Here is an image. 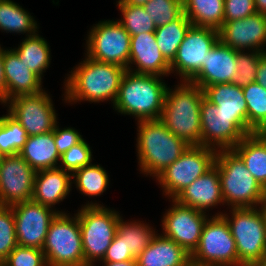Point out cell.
Returning <instances> with one entry per match:
<instances>
[{"mask_svg": "<svg viewBox=\"0 0 266 266\" xmlns=\"http://www.w3.org/2000/svg\"><path fill=\"white\" fill-rule=\"evenodd\" d=\"M158 75L137 74L126 70L113 109L135 120L161 118L167 84Z\"/></svg>", "mask_w": 266, "mask_h": 266, "instance_id": "cell-3", "label": "cell"}, {"mask_svg": "<svg viewBox=\"0 0 266 266\" xmlns=\"http://www.w3.org/2000/svg\"><path fill=\"white\" fill-rule=\"evenodd\" d=\"M81 194L97 197L106 192L110 179L108 172L100 164H89L72 174V184Z\"/></svg>", "mask_w": 266, "mask_h": 266, "instance_id": "cell-33", "label": "cell"}, {"mask_svg": "<svg viewBox=\"0 0 266 266\" xmlns=\"http://www.w3.org/2000/svg\"><path fill=\"white\" fill-rule=\"evenodd\" d=\"M232 150L242 159L258 184L266 190V134L256 132L247 135Z\"/></svg>", "mask_w": 266, "mask_h": 266, "instance_id": "cell-26", "label": "cell"}, {"mask_svg": "<svg viewBox=\"0 0 266 266\" xmlns=\"http://www.w3.org/2000/svg\"><path fill=\"white\" fill-rule=\"evenodd\" d=\"M202 146L220 150H232L241 140L256 133L247 122V114H226L217 106L202 98L200 105Z\"/></svg>", "mask_w": 266, "mask_h": 266, "instance_id": "cell-9", "label": "cell"}, {"mask_svg": "<svg viewBox=\"0 0 266 266\" xmlns=\"http://www.w3.org/2000/svg\"><path fill=\"white\" fill-rule=\"evenodd\" d=\"M4 73L6 79V96L0 101L5 105L10 99L21 95H33L44 90L42 80L21 62L19 56L12 50H4Z\"/></svg>", "mask_w": 266, "mask_h": 266, "instance_id": "cell-22", "label": "cell"}, {"mask_svg": "<svg viewBox=\"0 0 266 266\" xmlns=\"http://www.w3.org/2000/svg\"><path fill=\"white\" fill-rule=\"evenodd\" d=\"M59 122L56 123L53 133H54V141L57 146V150L60 155L69 150L72 146L81 142L84 138L73 127H65L59 128Z\"/></svg>", "mask_w": 266, "mask_h": 266, "instance_id": "cell-43", "label": "cell"}, {"mask_svg": "<svg viewBox=\"0 0 266 266\" xmlns=\"http://www.w3.org/2000/svg\"><path fill=\"white\" fill-rule=\"evenodd\" d=\"M116 3L122 16L121 19H118L117 21L124 27L130 36L145 32H155L156 26L143 6L126 4L121 0H117Z\"/></svg>", "mask_w": 266, "mask_h": 266, "instance_id": "cell-36", "label": "cell"}, {"mask_svg": "<svg viewBox=\"0 0 266 266\" xmlns=\"http://www.w3.org/2000/svg\"><path fill=\"white\" fill-rule=\"evenodd\" d=\"M65 78L64 103H115L120 83L127 69L111 63L95 61L85 55V59L72 68Z\"/></svg>", "mask_w": 266, "mask_h": 266, "instance_id": "cell-1", "label": "cell"}, {"mask_svg": "<svg viewBox=\"0 0 266 266\" xmlns=\"http://www.w3.org/2000/svg\"><path fill=\"white\" fill-rule=\"evenodd\" d=\"M4 48L0 44V101L6 96V79L4 73Z\"/></svg>", "mask_w": 266, "mask_h": 266, "instance_id": "cell-46", "label": "cell"}, {"mask_svg": "<svg viewBox=\"0 0 266 266\" xmlns=\"http://www.w3.org/2000/svg\"><path fill=\"white\" fill-rule=\"evenodd\" d=\"M35 173L19 154L3 156L0 161V206L30 201Z\"/></svg>", "mask_w": 266, "mask_h": 266, "instance_id": "cell-17", "label": "cell"}, {"mask_svg": "<svg viewBox=\"0 0 266 266\" xmlns=\"http://www.w3.org/2000/svg\"><path fill=\"white\" fill-rule=\"evenodd\" d=\"M169 201H172V205L162 217L161 234L175 241L191 255L199 245L203 226L210 217L209 212L181 205L174 199Z\"/></svg>", "mask_w": 266, "mask_h": 266, "instance_id": "cell-16", "label": "cell"}, {"mask_svg": "<svg viewBox=\"0 0 266 266\" xmlns=\"http://www.w3.org/2000/svg\"><path fill=\"white\" fill-rule=\"evenodd\" d=\"M236 56L237 50L219 40L207 53L205 64L190 82L201 89L214 84L232 83L238 68Z\"/></svg>", "mask_w": 266, "mask_h": 266, "instance_id": "cell-20", "label": "cell"}, {"mask_svg": "<svg viewBox=\"0 0 266 266\" xmlns=\"http://www.w3.org/2000/svg\"><path fill=\"white\" fill-rule=\"evenodd\" d=\"M3 155L0 153V161L2 160Z\"/></svg>", "mask_w": 266, "mask_h": 266, "instance_id": "cell-53", "label": "cell"}, {"mask_svg": "<svg viewBox=\"0 0 266 266\" xmlns=\"http://www.w3.org/2000/svg\"><path fill=\"white\" fill-rule=\"evenodd\" d=\"M17 245L12 207L0 206V261L4 262Z\"/></svg>", "mask_w": 266, "mask_h": 266, "instance_id": "cell-39", "label": "cell"}, {"mask_svg": "<svg viewBox=\"0 0 266 266\" xmlns=\"http://www.w3.org/2000/svg\"><path fill=\"white\" fill-rule=\"evenodd\" d=\"M191 262L201 266H239L236 242L223 216H210L202 229Z\"/></svg>", "mask_w": 266, "mask_h": 266, "instance_id": "cell-11", "label": "cell"}, {"mask_svg": "<svg viewBox=\"0 0 266 266\" xmlns=\"http://www.w3.org/2000/svg\"><path fill=\"white\" fill-rule=\"evenodd\" d=\"M58 213L51 221L42 251L47 266H85L78 215Z\"/></svg>", "mask_w": 266, "mask_h": 266, "instance_id": "cell-8", "label": "cell"}, {"mask_svg": "<svg viewBox=\"0 0 266 266\" xmlns=\"http://www.w3.org/2000/svg\"><path fill=\"white\" fill-rule=\"evenodd\" d=\"M224 22L244 19L256 13L254 0H224Z\"/></svg>", "mask_w": 266, "mask_h": 266, "instance_id": "cell-42", "label": "cell"}, {"mask_svg": "<svg viewBox=\"0 0 266 266\" xmlns=\"http://www.w3.org/2000/svg\"><path fill=\"white\" fill-rule=\"evenodd\" d=\"M247 103V122L255 132L266 131V89L256 81L242 88Z\"/></svg>", "mask_w": 266, "mask_h": 266, "instance_id": "cell-34", "label": "cell"}, {"mask_svg": "<svg viewBox=\"0 0 266 266\" xmlns=\"http://www.w3.org/2000/svg\"><path fill=\"white\" fill-rule=\"evenodd\" d=\"M127 260H136V258L126 250L122 238L116 234L100 262H123Z\"/></svg>", "mask_w": 266, "mask_h": 266, "instance_id": "cell-44", "label": "cell"}, {"mask_svg": "<svg viewBox=\"0 0 266 266\" xmlns=\"http://www.w3.org/2000/svg\"><path fill=\"white\" fill-rule=\"evenodd\" d=\"M254 5L257 13L266 15V0H254Z\"/></svg>", "mask_w": 266, "mask_h": 266, "instance_id": "cell-48", "label": "cell"}, {"mask_svg": "<svg viewBox=\"0 0 266 266\" xmlns=\"http://www.w3.org/2000/svg\"><path fill=\"white\" fill-rule=\"evenodd\" d=\"M136 152L140 173L156 178L189 147L160 120L138 121Z\"/></svg>", "mask_w": 266, "mask_h": 266, "instance_id": "cell-4", "label": "cell"}, {"mask_svg": "<svg viewBox=\"0 0 266 266\" xmlns=\"http://www.w3.org/2000/svg\"><path fill=\"white\" fill-rule=\"evenodd\" d=\"M167 86L160 120L189 146L202 145L200 105L203 90L190 81Z\"/></svg>", "mask_w": 266, "mask_h": 266, "instance_id": "cell-2", "label": "cell"}, {"mask_svg": "<svg viewBox=\"0 0 266 266\" xmlns=\"http://www.w3.org/2000/svg\"><path fill=\"white\" fill-rule=\"evenodd\" d=\"M135 65V68L133 69ZM128 71L137 74L164 76L170 75V63L162 55L154 32L131 36Z\"/></svg>", "mask_w": 266, "mask_h": 266, "instance_id": "cell-19", "label": "cell"}, {"mask_svg": "<svg viewBox=\"0 0 266 266\" xmlns=\"http://www.w3.org/2000/svg\"><path fill=\"white\" fill-rule=\"evenodd\" d=\"M38 23L28 10L12 0H0L1 32L26 34V37L38 33Z\"/></svg>", "mask_w": 266, "mask_h": 266, "instance_id": "cell-28", "label": "cell"}, {"mask_svg": "<svg viewBox=\"0 0 266 266\" xmlns=\"http://www.w3.org/2000/svg\"><path fill=\"white\" fill-rule=\"evenodd\" d=\"M76 214L80 223L85 266H96L95 262L103 259L117 233L121 214L96 201H88Z\"/></svg>", "mask_w": 266, "mask_h": 266, "instance_id": "cell-7", "label": "cell"}, {"mask_svg": "<svg viewBox=\"0 0 266 266\" xmlns=\"http://www.w3.org/2000/svg\"><path fill=\"white\" fill-rule=\"evenodd\" d=\"M156 27L164 26L183 13V0H149L143 5Z\"/></svg>", "mask_w": 266, "mask_h": 266, "instance_id": "cell-37", "label": "cell"}, {"mask_svg": "<svg viewBox=\"0 0 266 266\" xmlns=\"http://www.w3.org/2000/svg\"><path fill=\"white\" fill-rule=\"evenodd\" d=\"M263 54L264 52L258 51H237L236 63L238 68L232 83L243 88L254 82L258 61Z\"/></svg>", "mask_w": 266, "mask_h": 266, "instance_id": "cell-38", "label": "cell"}, {"mask_svg": "<svg viewBox=\"0 0 266 266\" xmlns=\"http://www.w3.org/2000/svg\"><path fill=\"white\" fill-rule=\"evenodd\" d=\"M174 200L204 213L210 211V208L224 205L218 167L214 164L209 171L182 190Z\"/></svg>", "mask_w": 266, "mask_h": 266, "instance_id": "cell-21", "label": "cell"}, {"mask_svg": "<svg viewBox=\"0 0 266 266\" xmlns=\"http://www.w3.org/2000/svg\"><path fill=\"white\" fill-rule=\"evenodd\" d=\"M224 205L228 208H255L266 205V190L248 171L242 159L233 150L216 153Z\"/></svg>", "mask_w": 266, "mask_h": 266, "instance_id": "cell-5", "label": "cell"}, {"mask_svg": "<svg viewBox=\"0 0 266 266\" xmlns=\"http://www.w3.org/2000/svg\"><path fill=\"white\" fill-rule=\"evenodd\" d=\"M224 0H183V9L192 25L219 30L224 22Z\"/></svg>", "mask_w": 266, "mask_h": 266, "instance_id": "cell-29", "label": "cell"}, {"mask_svg": "<svg viewBox=\"0 0 266 266\" xmlns=\"http://www.w3.org/2000/svg\"><path fill=\"white\" fill-rule=\"evenodd\" d=\"M0 266H4V262L3 261H0Z\"/></svg>", "mask_w": 266, "mask_h": 266, "instance_id": "cell-52", "label": "cell"}, {"mask_svg": "<svg viewBox=\"0 0 266 266\" xmlns=\"http://www.w3.org/2000/svg\"><path fill=\"white\" fill-rule=\"evenodd\" d=\"M123 3L143 6L149 0H121Z\"/></svg>", "mask_w": 266, "mask_h": 266, "instance_id": "cell-49", "label": "cell"}, {"mask_svg": "<svg viewBox=\"0 0 266 266\" xmlns=\"http://www.w3.org/2000/svg\"><path fill=\"white\" fill-rule=\"evenodd\" d=\"M27 138L26 130L8 111L0 116V153L3 156L19 154Z\"/></svg>", "mask_w": 266, "mask_h": 266, "instance_id": "cell-35", "label": "cell"}, {"mask_svg": "<svg viewBox=\"0 0 266 266\" xmlns=\"http://www.w3.org/2000/svg\"><path fill=\"white\" fill-rule=\"evenodd\" d=\"M4 266H47L42 249L17 245L4 261Z\"/></svg>", "mask_w": 266, "mask_h": 266, "instance_id": "cell-41", "label": "cell"}, {"mask_svg": "<svg viewBox=\"0 0 266 266\" xmlns=\"http://www.w3.org/2000/svg\"><path fill=\"white\" fill-rule=\"evenodd\" d=\"M155 230L150 224H145L144 221H138V219L137 221H124L121 215L117 224L116 234L122 238L126 250L136 258L150 245L157 234Z\"/></svg>", "mask_w": 266, "mask_h": 266, "instance_id": "cell-31", "label": "cell"}, {"mask_svg": "<svg viewBox=\"0 0 266 266\" xmlns=\"http://www.w3.org/2000/svg\"><path fill=\"white\" fill-rule=\"evenodd\" d=\"M217 151L202 145L189 146L181 156L155 179L168 199H174L188 185L215 164Z\"/></svg>", "mask_w": 266, "mask_h": 266, "instance_id": "cell-10", "label": "cell"}, {"mask_svg": "<svg viewBox=\"0 0 266 266\" xmlns=\"http://www.w3.org/2000/svg\"><path fill=\"white\" fill-rule=\"evenodd\" d=\"M11 207L15 219L17 244L37 249L43 248L51 221L58 213H66L33 200L16 203Z\"/></svg>", "mask_w": 266, "mask_h": 266, "instance_id": "cell-15", "label": "cell"}, {"mask_svg": "<svg viewBox=\"0 0 266 266\" xmlns=\"http://www.w3.org/2000/svg\"><path fill=\"white\" fill-rule=\"evenodd\" d=\"M218 211L230 226L236 242L239 266H256L266 256V205L255 208H230Z\"/></svg>", "mask_w": 266, "mask_h": 266, "instance_id": "cell-6", "label": "cell"}, {"mask_svg": "<svg viewBox=\"0 0 266 266\" xmlns=\"http://www.w3.org/2000/svg\"><path fill=\"white\" fill-rule=\"evenodd\" d=\"M52 96L46 90L33 95H21L10 99L4 106L26 130L28 136L54 130L58 122Z\"/></svg>", "mask_w": 266, "mask_h": 266, "instance_id": "cell-14", "label": "cell"}, {"mask_svg": "<svg viewBox=\"0 0 266 266\" xmlns=\"http://www.w3.org/2000/svg\"><path fill=\"white\" fill-rule=\"evenodd\" d=\"M192 26V23L183 13L179 18L164 26H158L155 30L156 43L165 57L171 63L175 58L178 48Z\"/></svg>", "mask_w": 266, "mask_h": 266, "instance_id": "cell-32", "label": "cell"}, {"mask_svg": "<svg viewBox=\"0 0 266 266\" xmlns=\"http://www.w3.org/2000/svg\"><path fill=\"white\" fill-rule=\"evenodd\" d=\"M136 262L138 266H188L191 255L172 239L157 233Z\"/></svg>", "mask_w": 266, "mask_h": 266, "instance_id": "cell-24", "label": "cell"}, {"mask_svg": "<svg viewBox=\"0 0 266 266\" xmlns=\"http://www.w3.org/2000/svg\"><path fill=\"white\" fill-rule=\"evenodd\" d=\"M204 97L226 114H247L241 87L233 83L214 84L203 89Z\"/></svg>", "mask_w": 266, "mask_h": 266, "instance_id": "cell-30", "label": "cell"}, {"mask_svg": "<svg viewBox=\"0 0 266 266\" xmlns=\"http://www.w3.org/2000/svg\"><path fill=\"white\" fill-rule=\"evenodd\" d=\"M19 155L35 172L58 167L61 157L55 145L53 131L28 136Z\"/></svg>", "mask_w": 266, "mask_h": 266, "instance_id": "cell-25", "label": "cell"}, {"mask_svg": "<svg viewBox=\"0 0 266 266\" xmlns=\"http://www.w3.org/2000/svg\"><path fill=\"white\" fill-rule=\"evenodd\" d=\"M102 266H138L136 260H127L123 262H99Z\"/></svg>", "mask_w": 266, "mask_h": 266, "instance_id": "cell-47", "label": "cell"}, {"mask_svg": "<svg viewBox=\"0 0 266 266\" xmlns=\"http://www.w3.org/2000/svg\"><path fill=\"white\" fill-rule=\"evenodd\" d=\"M219 40L237 51L266 53V15L256 12L244 19L223 22Z\"/></svg>", "mask_w": 266, "mask_h": 266, "instance_id": "cell-18", "label": "cell"}, {"mask_svg": "<svg viewBox=\"0 0 266 266\" xmlns=\"http://www.w3.org/2000/svg\"><path fill=\"white\" fill-rule=\"evenodd\" d=\"M24 62L29 70L37 74L41 79L43 73L51 64V49L46 39L38 33L23 38V41L16 48H11Z\"/></svg>", "mask_w": 266, "mask_h": 266, "instance_id": "cell-27", "label": "cell"}, {"mask_svg": "<svg viewBox=\"0 0 266 266\" xmlns=\"http://www.w3.org/2000/svg\"><path fill=\"white\" fill-rule=\"evenodd\" d=\"M255 81L266 89V53H264L258 61Z\"/></svg>", "mask_w": 266, "mask_h": 266, "instance_id": "cell-45", "label": "cell"}, {"mask_svg": "<svg viewBox=\"0 0 266 266\" xmlns=\"http://www.w3.org/2000/svg\"><path fill=\"white\" fill-rule=\"evenodd\" d=\"M72 186V174L62 168L37 171L31 200L56 210L55 205L69 196Z\"/></svg>", "mask_w": 266, "mask_h": 266, "instance_id": "cell-23", "label": "cell"}, {"mask_svg": "<svg viewBox=\"0 0 266 266\" xmlns=\"http://www.w3.org/2000/svg\"><path fill=\"white\" fill-rule=\"evenodd\" d=\"M256 266H266V256Z\"/></svg>", "mask_w": 266, "mask_h": 266, "instance_id": "cell-50", "label": "cell"}, {"mask_svg": "<svg viewBox=\"0 0 266 266\" xmlns=\"http://www.w3.org/2000/svg\"><path fill=\"white\" fill-rule=\"evenodd\" d=\"M92 153L90 145L83 139L61 155L58 167L73 174L76 170L92 163V159L94 160Z\"/></svg>", "mask_w": 266, "mask_h": 266, "instance_id": "cell-40", "label": "cell"}, {"mask_svg": "<svg viewBox=\"0 0 266 266\" xmlns=\"http://www.w3.org/2000/svg\"><path fill=\"white\" fill-rule=\"evenodd\" d=\"M188 266H201V265H196V264L191 262Z\"/></svg>", "mask_w": 266, "mask_h": 266, "instance_id": "cell-51", "label": "cell"}, {"mask_svg": "<svg viewBox=\"0 0 266 266\" xmlns=\"http://www.w3.org/2000/svg\"><path fill=\"white\" fill-rule=\"evenodd\" d=\"M219 41V30L192 25L170 63V74L180 81H190L205 64L207 53Z\"/></svg>", "mask_w": 266, "mask_h": 266, "instance_id": "cell-13", "label": "cell"}, {"mask_svg": "<svg viewBox=\"0 0 266 266\" xmlns=\"http://www.w3.org/2000/svg\"><path fill=\"white\" fill-rule=\"evenodd\" d=\"M87 32V57L128 69L131 36L117 20H102Z\"/></svg>", "mask_w": 266, "mask_h": 266, "instance_id": "cell-12", "label": "cell"}]
</instances>
